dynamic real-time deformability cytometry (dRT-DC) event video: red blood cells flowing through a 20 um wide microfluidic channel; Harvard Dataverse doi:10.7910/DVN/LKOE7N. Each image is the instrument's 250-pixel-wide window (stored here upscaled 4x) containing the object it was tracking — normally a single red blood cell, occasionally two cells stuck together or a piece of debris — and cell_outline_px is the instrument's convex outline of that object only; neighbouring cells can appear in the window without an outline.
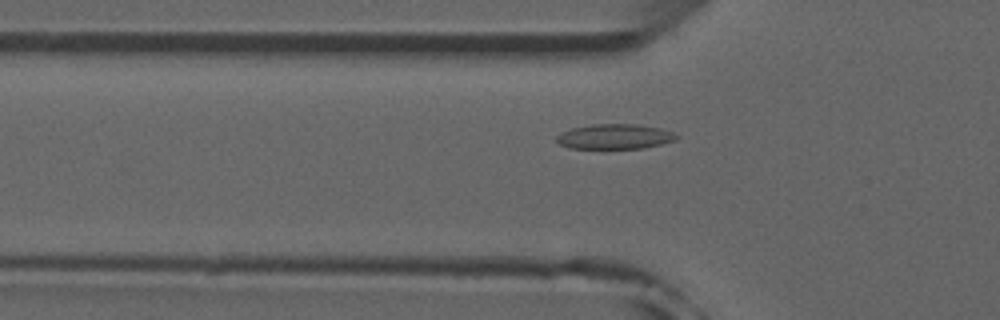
{"species": "common noctule bat (a hibernating species)", "species_latin": "Nyctalus noctula", "temperature_condition": "room temperature", "stored_images_in_passage": 52, "camera_frame_rate_fps": 3000, "um_per_image_px": 0.085, "animal": {"sex": "male", "forearm_length_mm": 52.5}, "frame": {"image": 1, "passage_image": 18, "time_ms": 5.667, "image_size_px": [1000, 320], "cell_outline_px": [[680, 136], [676, 140], [644, 148], [572, 148], [560, 144], [556, 140], [556, 136], [572, 128], [592, 124], [636, 124], [660, 128], [672, 132]], "centroid_in_image_um": [52.29, 11.6], "position_along_channel_um": 73.5, "area_um2": 17.28}}
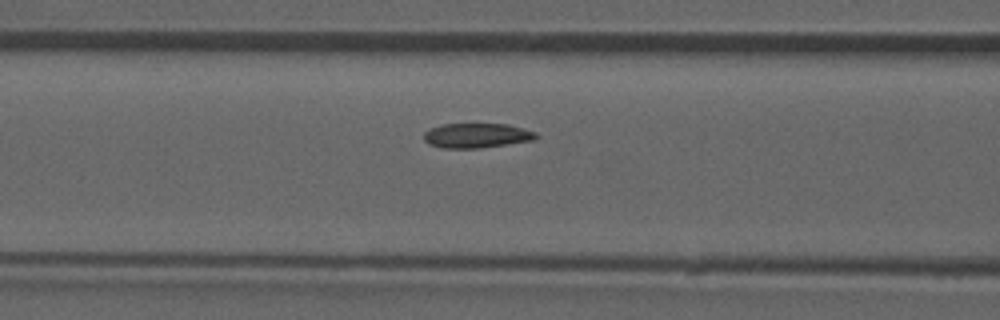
{"frame": {"image": 2, "passage_image": 22, "time_ms": 7.0, "image_size_px": [1000, 320], "cell_outline_px": [[540, 136], [536, 140], [480, 148], [444, 148], [428, 144], [424, 140], [424, 132], [428, 128], [444, 124], [508, 124], [524, 128], [536, 132]], "centroid_in_image_um": [40.55, 11.52], "position_along_channel_um": 126.1, "area_um2": 16.36}}
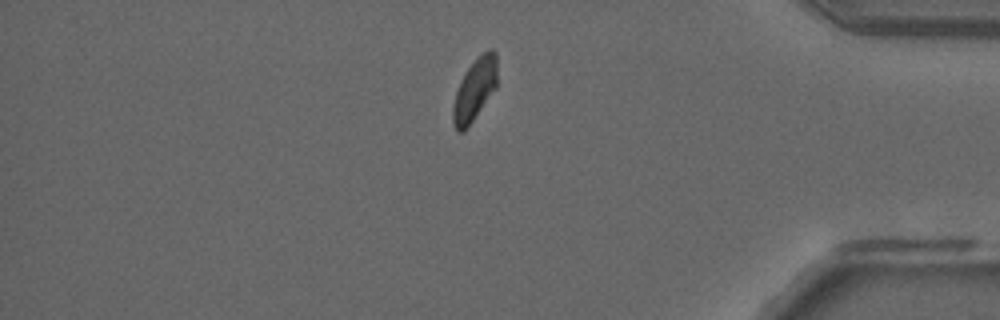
{"frame": {"image": 3, "passage_image": 45, "time_ms": 14.667, "image_size_px": [1000, 320], "cell_outline_px": [[496, 88], [464, 132], [456, 132], [452, 120], [452, 108], [456, 92], [460, 80], [468, 68], [488, 48], [492, 48], [496, 52]], "centroid_in_image_um": [40.33, 7.65], "position_along_channel_um": 394.9, "area_um2": 15.84}, "authors_computed_cell_mechanics": {"area_um2": 16.7042, "velocity_mm_per_s": 3.9019, "shape_relaxation_time_tau1_ms": null, "shape_relaxation_time_tau2_ms": 1.7396, "deformation_change_tau1": null, "deformation_change_tau2": 0.0597}}